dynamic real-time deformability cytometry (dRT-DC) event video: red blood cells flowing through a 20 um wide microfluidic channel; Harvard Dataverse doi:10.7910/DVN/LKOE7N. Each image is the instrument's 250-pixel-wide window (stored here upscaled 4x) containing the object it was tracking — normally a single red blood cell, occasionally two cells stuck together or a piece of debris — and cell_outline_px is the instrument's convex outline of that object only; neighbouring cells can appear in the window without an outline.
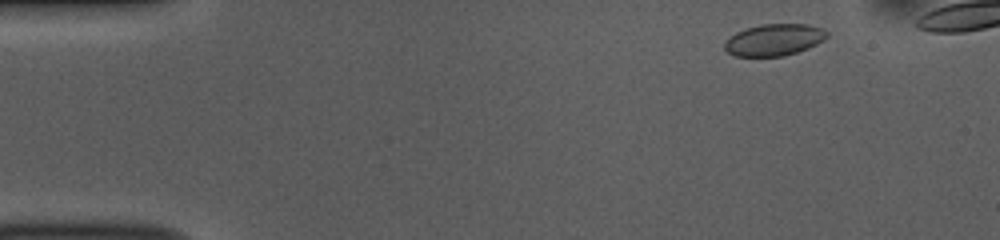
{"species": "common noctule bat (a hibernating species)", "species_latin": "Nyctalus noctula", "temperature_condition": "room temperature", "stored_images_in_passage": 46, "camera_frame_rate_fps": 3000, "um_per_image_px": 0.085, "animal": {"sex": "female", "body_mass_g": 10.0, "forearm_length_mm": 53.1}, "frame": {"image": 1, "passage_image": 3, "time_ms": 0.667, "image_size_px": [1000, 240], "cell_outline_px": [[828, 36], [824, 40], [808, 48], [784, 56], [732, 56], [724, 48], [724, 40], [736, 32], [744, 28], [760, 24], [808, 24], [820, 28], [828, 32]], "centroid_in_image_um": [65.76, 3.38], "position_along_channel_um": 19.2, "area_um2": 19.07}}
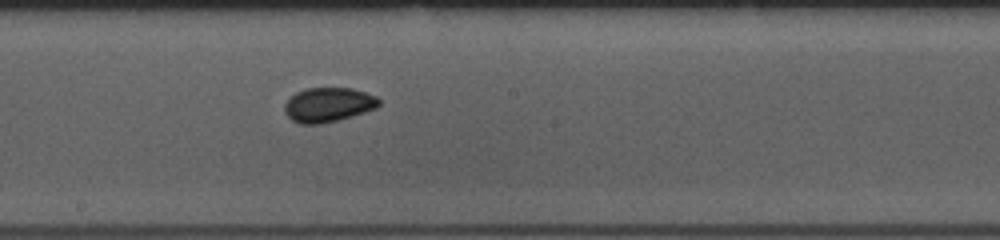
{"frame": {"image": 2, "passage_image": 26, "time_ms": 8.333, "image_size_px": [1000, 240], "cell_outline_px": [[380, 104], [376, 108], [352, 116], [320, 124], [300, 124], [292, 120], [284, 112], [284, 104], [296, 92], [304, 88], [352, 88], [376, 96], [380, 100]], "centroid_in_image_um": [27.89, 8.9], "position_along_channel_um": 220.3, "area_um2": 18.9}}
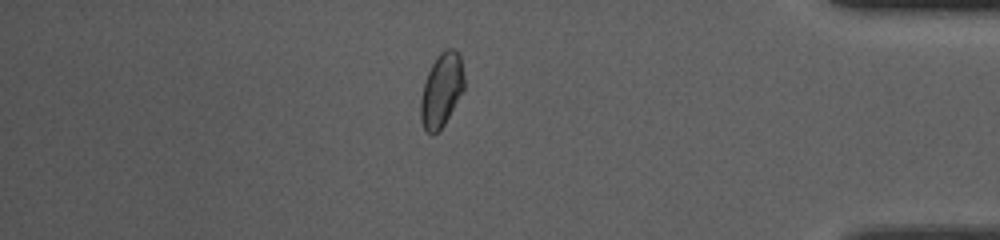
{"frame": {"image": 3, "passage_image": 43, "time_ms": 14.0, "image_size_px": [1000, 240], "cell_outline_px": [[464, 88], [444, 124], [432, 136], [424, 128], [420, 120], [420, 100], [424, 84], [428, 72], [436, 56], [440, 52], [448, 48], [452, 48], [460, 56], [464, 76]], "centroid_in_image_um": [37.51, 7.65], "position_along_channel_um": 397.7, "area_um2": 18.44}, "authors_computed_cell_mechanics": {"area_um2": 18.5827, "velocity_mm_per_s": 3.7244, "shape_relaxation_time_tau1_ms": 6.8205, "shape_relaxation_time_tau2_ms": 1.5625, "deformation_change_tau1": 0.1044, "deformation_change_tau2": 0.0354}}